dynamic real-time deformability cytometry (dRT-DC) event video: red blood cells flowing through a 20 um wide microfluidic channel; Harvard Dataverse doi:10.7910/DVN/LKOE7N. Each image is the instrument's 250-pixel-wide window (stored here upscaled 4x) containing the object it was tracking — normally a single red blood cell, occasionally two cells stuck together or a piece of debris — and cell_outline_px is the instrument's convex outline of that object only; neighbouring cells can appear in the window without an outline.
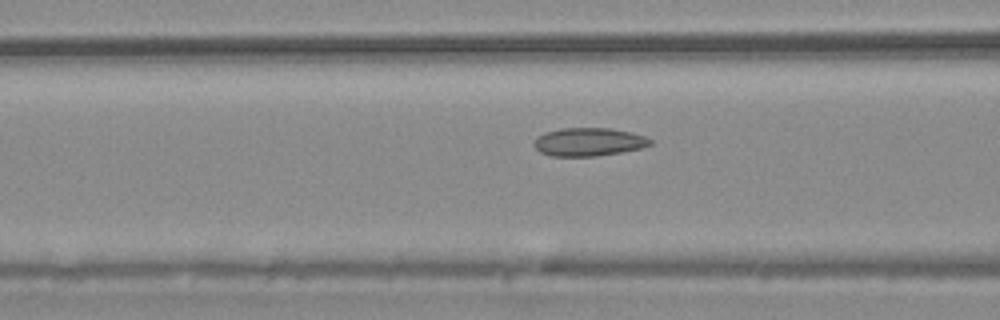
{"species": "common noctule bat (a hibernating species)", "species_latin": "Nyctalus noctula", "temperature_condition": "warm", "stored_images_in_passage": 55, "camera_frame_rate_fps": 3000, "um_per_image_px": 0.085, "animal": {"sex": "male", "body_mass_g": 20.4}, "frame": {"image": 1, "passage_image": 22, "time_ms": 7.0, "image_size_px": [1000, 320], "cell_outline_px": [[652, 144], [644, 148], [596, 156], [552, 156], [540, 152], [532, 144], [532, 140], [536, 136], [544, 132], [560, 128], [612, 128], [632, 132], [644, 136], [652, 140]], "centroid_in_image_um": [50.02, 12.05], "position_along_channel_um": 116.6, "area_um2": 19.42}}
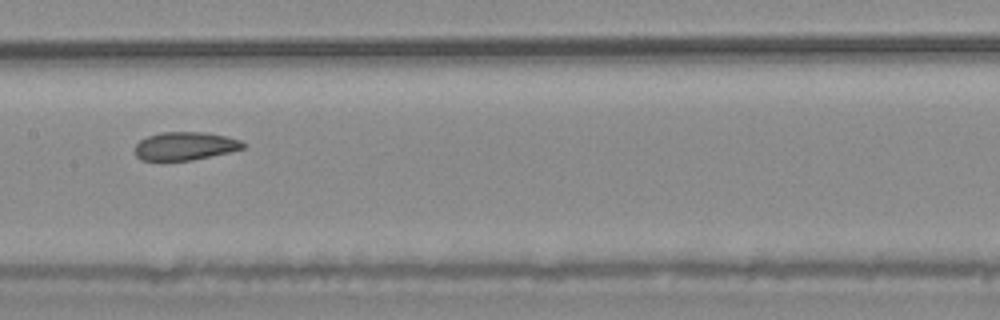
{"frame": {"image": 2, "passage_image": 28, "time_ms": 9.0, "image_size_px": [1000, 320], "cell_outline_px": [[244, 148], [228, 152], [192, 160], [140, 160], [136, 156], [136, 144], [140, 140], [148, 136], [160, 132], [208, 132], [240, 140], [244, 144]], "centroid_in_image_um": [15.71, 12.4], "position_along_channel_um": 191.7, "area_um2": 17.57}}
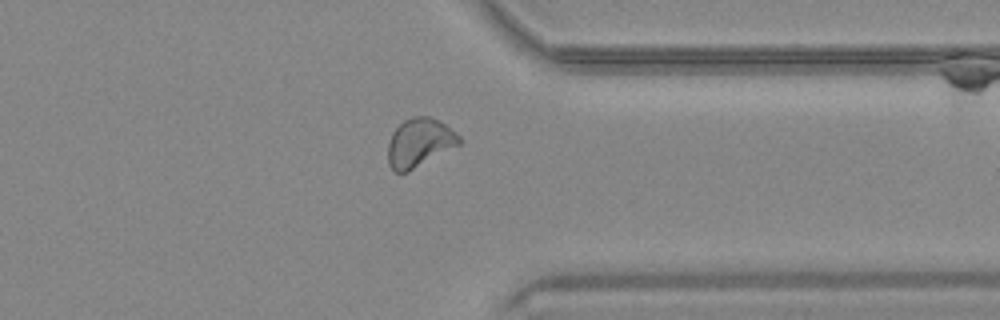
{"frame": {"image": 3, "passage_image": 43, "time_ms": 14.0, "image_size_px": [1000, 320], "cell_outline_px": [[464, 140], [460, 144], [408, 172], [396, 172], [388, 164], [388, 144], [392, 132], [404, 120], [412, 116], [428, 116], [444, 124], [456, 132]], "centroid_in_image_um": [35.66, 12.13], "position_along_channel_um": 375.7, "area_um2": 20.11}, "authors_computed_cell_mechanics": {"area_um2": 20.0566, "velocity_mm_per_s": 3.7525, "shape_relaxation_time_tau1_ms": null, "shape_relaxation_time_tau2_ms": 1.8003, "deformation_change_tau1": null, "deformation_change_tau2": 0.074}}